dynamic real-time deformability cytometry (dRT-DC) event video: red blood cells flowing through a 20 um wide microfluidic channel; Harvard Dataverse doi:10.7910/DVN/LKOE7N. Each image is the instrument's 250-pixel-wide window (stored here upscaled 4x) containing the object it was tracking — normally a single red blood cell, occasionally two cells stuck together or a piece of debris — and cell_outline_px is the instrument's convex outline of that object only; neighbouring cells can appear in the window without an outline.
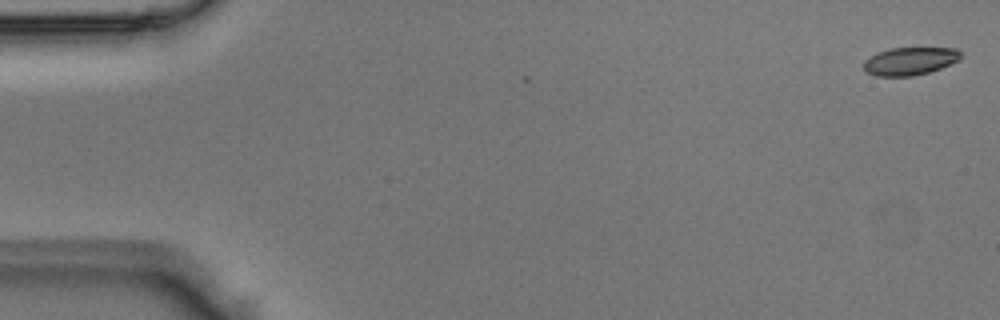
{"species": "Egyptian fruit bat (a non-hibernating species)", "species_latin": "Rousettus aegyptiacus", "temperature_condition": "room temperature", "stored_images_in_passage": 50, "camera_frame_rate_fps": 3000, "um_per_image_px": 0.085, "animal": {"sex": "male"}, "frame": {"image": 1, "passage_image": 1, "time_ms": 0.0, "image_size_px": [1000, 320], "cell_outline_px": [[964, 56], [960, 60], [940, 68], [928, 72], [912, 76], [876, 76], [868, 72], [864, 68], [864, 60], [876, 52], [892, 48], [956, 48]], "centroid_in_image_um": [77.36, 5.19], "position_along_channel_um": 7.6, "area_um2": 15.78}}
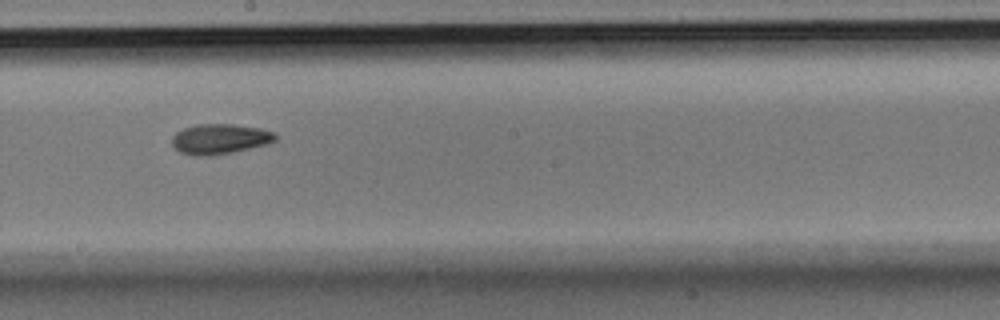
{"frame": {"image": 2, "passage_image": 28, "time_ms": 9.0, "image_size_px": [1000, 320], "cell_outline_px": [[276, 140], [268, 144], [232, 152], [208, 156], [192, 156], [180, 152], [172, 144], [172, 136], [176, 132], [184, 128], [196, 124], [232, 124], [260, 128], [276, 132]], "centroid_in_image_um": [18.69, 11.81], "position_along_channel_um": 229.5, "area_um2": 18.26}}
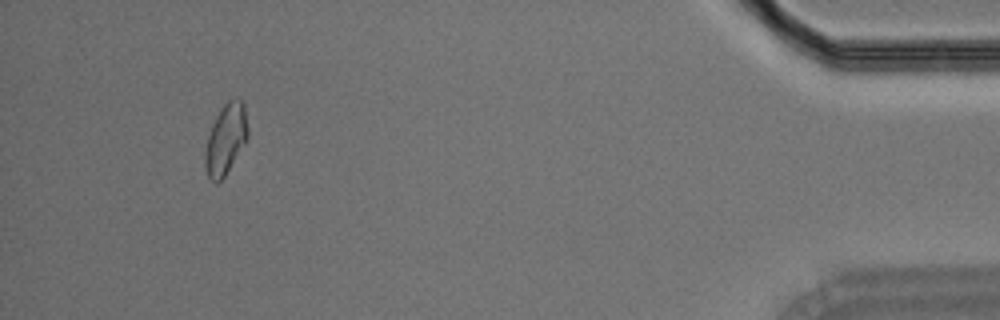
{"frame": {"image": 3, "passage_image": 47, "time_ms": 15.333, "image_size_px": [1000, 320], "cell_outline_px": [[248, 136], [244, 144], [224, 176], [216, 184], [208, 176], [204, 164], [204, 152], [208, 136], [212, 124], [220, 108], [228, 100], [244, 100], [248, 128]], "centroid_in_image_um": [19.18, 11.81], "position_along_channel_um": 416.0, "area_um2": 17.4}}